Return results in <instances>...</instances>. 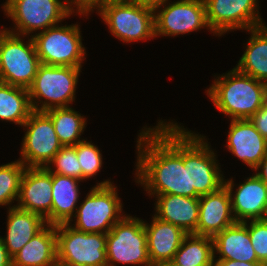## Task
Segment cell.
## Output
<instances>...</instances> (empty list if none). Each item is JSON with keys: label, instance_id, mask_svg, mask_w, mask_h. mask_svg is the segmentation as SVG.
<instances>
[{"label": "cell", "instance_id": "8fae6325", "mask_svg": "<svg viewBox=\"0 0 267 266\" xmlns=\"http://www.w3.org/2000/svg\"><path fill=\"white\" fill-rule=\"evenodd\" d=\"M154 24L155 38H174L203 29L215 36L206 20L204 0H170L154 10Z\"/></svg>", "mask_w": 267, "mask_h": 266}, {"label": "cell", "instance_id": "9c48e42d", "mask_svg": "<svg viewBox=\"0 0 267 266\" xmlns=\"http://www.w3.org/2000/svg\"><path fill=\"white\" fill-rule=\"evenodd\" d=\"M40 64L32 37L12 34L0 28L1 82L28 89Z\"/></svg>", "mask_w": 267, "mask_h": 266}, {"label": "cell", "instance_id": "7c38bea8", "mask_svg": "<svg viewBox=\"0 0 267 266\" xmlns=\"http://www.w3.org/2000/svg\"><path fill=\"white\" fill-rule=\"evenodd\" d=\"M204 2L208 26L216 37L237 30L244 32L266 24L261 16L259 0H204Z\"/></svg>", "mask_w": 267, "mask_h": 266}, {"label": "cell", "instance_id": "4dcf8cb0", "mask_svg": "<svg viewBox=\"0 0 267 266\" xmlns=\"http://www.w3.org/2000/svg\"><path fill=\"white\" fill-rule=\"evenodd\" d=\"M46 169L50 173L82 180V169L76 155V145L63 146L46 166Z\"/></svg>", "mask_w": 267, "mask_h": 266}, {"label": "cell", "instance_id": "4fadbf2b", "mask_svg": "<svg viewBox=\"0 0 267 266\" xmlns=\"http://www.w3.org/2000/svg\"><path fill=\"white\" fill-rule=\"evenodd\" d=\"M57 260L85 266H108L106 234L86 233L68 223L56 225Z\"/></svg>", "mask_w": 267, "mask_h": 266}, {"label": "cell", "instance_id": "ac0fdd59", "mask_svg": "<svg viewBox=\"0 0 267 266\" xmlns=\"http://www.w3.org/2000/svg\"><path fill=\"white\" fill-rule=\"evenodd\" d=\"M235 223L231 196L225 185L216 192L199 197V221L193 234L213 238Z\"/></svg>", "mask_w": 267, "mask_h": 266}, {"label": "cell", "instance_id": "5bb4252c", "mask_svg": "<svg viewBox=\"0 0 267 266\" xmlns=\"http://www.w3.org/2000/svg\"><path fill=\"white\" fill-rule=\"evenodd\" d=\"M208 140L204 134L190 130V189H195V198L224 186L225 175L217 151Z\"/></svg>", "mask_w": 267, "mask_h": 266}, {"label": "cell", "instance_id": "484cf974", "mask_svg": "<svg viewBox=\"0 0 267 266\" xmlns=\"http://www.w3.org/2000/svg\"><path fill=\"white\" fill-rule=\"evenodd\" d=\"M45 113L51 118L59 142L63 146H75L85 140L84 136H81L87 127L88 118L73 106L53 108Z\"/></svg>", "mask_w": 267, "mask_h": 266}, {"label": "cell", "instance_id": "cb8c5ba5", "mask_svg": "<svg viewBox=\"0 0 267 266\" xmlns=\"http://www.w3.org/2000/svg\"><path fill=\"white\" fill-rule=\"evenodd\" d=\"M82 180L52 173L51 225L68 223L75 215L82 197Z\"/></svg>", "mask_w": 267, "mask_h": 266}, {"label": "cell", "instance_id": "ba28073f", "mask_svg": "<svg viewBox=\"0 0 267 266\" xmlns=\"http://www.w3.org/2000/svg\"><path fill=\"white\" fill-rule=\"evenodd\" d=\"M108 266H152L144 219L126 214L106 234Z\"/></svg>", "mask_w": 267, "mask_h": 266}, {"label": "cell", "instance_id": "52a82bcc", "mask_svg": "<svg viewBox=\"0 0 267 266\" xmlns=\"http://www.w3.org/2000/svg\"><path fill=\"white\" fill-rule=\"evenodd\" d=\"M81 25L61 23L32 36L40 63L82 68L87 49L83 45Z\"/></svg>", "mask_w": 267, "mask_h": 266}, {"label": "cell", "instance_id": "277c9868", "mask_svg": "<svg viewBox=\"0 0 267 266\" xmlns=\"http://www.w3.org/2000/svg\"><path fill=\"white\" fill-rule=\"evenodd\" d=\"M118 193L112 179L98 181L80 201L68 224L81 232L107 234L127 214Z\"/></svg>", "mask_w": 267, "mask_h": 266}, {"label": "cell", "instance_id": "1f68e13d", "mask_svg": "<svg viewBox=\"0 0 267 266\" xmlns=\"http://www.w3.org/2000/svg\"><path fill=\"white\" fill-rule=\"evenodd\" d=\"M248 231L258 261L267 266V219L249 220Z\"/></svg>", "mask_w": 267, "mask_h": 266}, {"label": "cell", "instance_id": "7a4b0ae2", "mask_svg": "<svg viewBox=\"0 0 267 266\" xmlns=\"http://www.w3.org/2000/svg\"><path fill=\"white\" fill-rule=\"evenodd\" d=\"M213 76L214 80L205 93L229 120L249 119L267 100L266 83L239 72L235 67Z\"/></svg>", "mask_w": 267, "mask_h": 266}, {"label": "cell", "instance_id": "4316f807", "mask_svg": "<svg viewBox=\"0 0 267 266\" xmlns=\"http://www.w3.org/2000/svg\"><path fill=\"white\" fill-rule=\"evenodd\" d=\"M32 111L28 89L0 81V121L22 127Z\"/></svg>", "mask_w": 267, "mask_h": 266}, {"label": "cell", "instance_id": "836d02e7", "mask_svg": "<svg viewBox=\"0 0 267 266\" xmlns=\"http://www.w3.org/2000/svg\"><path fill=\"white\" fill-rule=\"evenodd\" d=\"M68 2L75 11L91 13L99 4L104 3L105 0H68Z\"/></svg>", "mask_w": 267, "mask_h": 266}, {"label": "cell", "instance_id": "7402d4cb", "mask_svg": "<svg viewBox=\"0 0 267 266\" xmlns=\"http://www.w3.org/2000/svg\"><path fill=\"white\" fill-rule=\"evenodd\" d=\"M6 212V232L1 238L8 254L13 257L47 223L42 216L16 206L8 208Z\"/></svg>", "mask_w": 267, "mask_h": 266}, {"label": "cell", "instance_id": "74e56055", "mask_svg": "<svg viewBox=\"0 0 267 266\" xmlns=\"http://www.w3.org/2000/svg\"><path fill=\"white\" fill-rule=\"evenodd\" d=\"M141 6L155 10L157 7L164 5L170 0H131Z\"/></svg>", "mask_w": 267, "mask_h": 266}, {"label": "cell", "instance_id": "e575fe53", "mask_svg": "<svg viewBox=\"0 0 267 266\" xmlns=\"http://www.w3.org/2000/svg\"><path fill=\"white\" fill-rule=\"evenodd\" d=\"M214 266H265L260 262H244L233 260H214Z\"/></svg>", "mask_w": 267, "mask_h": 266}, {"label": "cell", "instance_id": "603a6c76", "mask_svg": "<svg viewBox=\"0 0 267 266\" xmlns=\"http://www.w3.org/2000/svg\"><path fill=\"white\" fill-rule=\"evenodd\" d=\"M56 260V225L47 224L12 257V266H54Z\"/></svg>", "mask_w": 267, "mask_h": 266}, {"label": "cell", "instance_id": "8d00e7d4", "mask_svg": "<svg viewBox=\"0 0 267 266\" xmlns=\"http://www.w3.org/2000/svg\"><path fill=\"white\" fill-rule=\"evenodd\" d=\"M0 266H12V257L8 254L0 235Z\"/></svg>", "mask_w": 267, "mask_h": 266}, {"label": "cell", "instance_id": "83f0119b", "mask_svg": "<svg viewBox=\"0 0 267 266\" xmlns=\"http://www.w3.org/2000/svg\"><path fill=\"white\" fill-rule=\"evenodd\" d=\"M173 261L181 266H214L213 238L187 234Z\"/></svg>", "mask_w": 267, "mask_h": 266}, {"label": "cell", "instance_id": "3957f363", "mask_svg": "<svg viewBox=\"0 0 267 266\" xmlns=\"http://www.w3.org/2000/svg\"><path fill=\"white\" fill-rule=\"evenodd\" d=\"M1 8L4 16L11 19L12 28L1 27L12 34L30 37L63 23L73 15L83 16L86 20L91 15L90 12L75 11L68 0H5Z\"/></svg>", "mask_w": 267, "mask_h": 266}, {"label": "cell", "instance_id": "ffe728a7", "mask_svg": "<svg viewBox=\"0 0 267 266\" xmlns=\"http://www.w3.org/2000/svg\"><path fill=\"white\" fill-rule=\"evenodd\" d=\"M153 197V215L162 221L179 226L187 234L194 233L199 221V198L173 194Z\"/></svg>", "mask_w": 267, "mask_h": 266}, {"label": "cell", "instance_id": "30bf717a", "mask_svg": "<svg viewBox=\"0 0 267 266\" xmlns=\"http://www.w3.org/2000/svg\"><path fill=\"white\" fill-rule=\"evenodd\" d=\"M22 128L24 135L18 159L26 167L46 168L63 147L51 118L45 112L33 110Z\"/></svg>", "mask_w": 267, "mask_h": 266}, {"label": "cell", "instance_id": "9a60e30c", "mask_svg": "<svg viewBox=\"0 0 267 266\" xmlns=\"http://www.w3.org/2000/svg\"><path fill=\"white\" fill-rule=\"evenodd\" d=\"M245 178L239 184L235 183L233 176L224 179V185L231 196L234 219L236 222L266 219L267 185L254 173Z\"/></svg>", "mask_w": 267, "mask_h": 266}, {"label": "cell", "instance_id": "5b68a950", "mask_svg": "<svg viewBox=\"0 0 267 266\" xmlns=\"http://www.w3.org/2000/svg\"><path fill=\"white\" fill-rule=\"evenodd\" d=\"M82 68L40 64L28 88L32 110L45 112L72 106Z\"/></svg>", "mask_w": 267, "mask_h": 266}, {"label": "cell", "instance_id": "d6a6232c", "mask_svg": "<svg viewBox=\"0 0 267 266\" xmlns=\"http://www.w3.org/2000/svg\"><path fill=\"white\" fill-rule=\"evenodd\" d=\"M249 120L253 123L256 130L267 140V100Z\"/></svg>", "mask_w": 267, "mask_h": 266}, {"label": "cell", "instance_id": "f35d334b", "mask_svg": "<svg viewBox=\"0 0 267 266\" xmlns=\"http://www.w3.org/2000/svg\"><path fill=\"white\" fill-rule=\"evenodd\" d=\"M54 266H85V265H80V264H75V263H71V262L56 260V263L54 264Z\"/></svg>", "mask_w": 267, "mask_h": 266}, {"label": "cell", "instance_id": "60d3db41", "mask_svg": "<svg viewBox=\"0 0 267 266\" xmlns=\"http://www.w3.org/2000/svg\"><path fill=\"white\" fill-rule=\"evenodd\" d=\"M112 1H131V0H105V2H112Z\"/></svg>", "mask_w": 267, "mask_h": 266}, {"label": "cell", "instance_id": "6da1fadb", "mask_svg": "<svg viewBox=\"0 0 267 266\" xmlns=\"http://www.w3.org/2000/svg\"><path fill=\"white\" fill-rule=\"evenodd\" d=\"M156 122L137 135L134 182L147 196L195 197V189H190V129L175 119Z\"/></svg>", "mask_w": 267, "mask_h": 266}, {"label": "cell", "instance_id": "f1b7e54d", "mask_svg": "<svg viewBox=\"0 0 267 266\" xmlns=\"http://www.w3.org/2000/svg\"><path fill=\"white\" fill-rule=\"evenodd\" d=\"M25 169L19 159L0 165V208L16 206Z\"/></svg>", "mask_w": 267, "mask_h": 266}, {"label": "cell", "instance_id": "f546056e", "mask_svg": "<svg viewBox=\"0 0 267 266\" xmlns=\"http://www.w3.org/2000/svg\"><path fill=\"white\" fill-rule=\"evenodd\" d=\"M102 150L91 140L85 138L84 141L76 144V155L79 161V165L82 169V181H86L101 172L103 167V155Z\"/></svg>", "mask_w": 267, "mask_h": 266}, {"label": "cell", "instance_id": "d590c367", "mask_svg": "<svg viewBox=\"0 0 267 266\" xmlns=\"http://www.w3.org/2000/svg\"><path fill=\"white\" fill-rule=\"evenodd\" d=\"M253 170V173L267 185V155Z\"/></svg>", "mask_w": 267, "mask_h": 266}, {"label": "cell", "instance_id": "8992f818", "mask_svg": "<svg viewBox=\"0 0 267 266\" xmlns=\"http://www.w3.org/2000/svg\"><path fill=\"white\" fill-rule=\"evenodd\" d=\"M93 13L101 17L112 36L125 44L155 39L154 10L151 8L133 1H112L99 4Z\"/></svg>", "mask_w": 267, "mask_h": 266}, {"label": "cell", "instance_id": "ab89813d", "mask_svg": "<svg viewBox=\"0 0 267 266\" xmlns=\"http://www.w3.org/2000/svg\"><path fill=\"white\" fill-rule=\"evenodd\" d=\"M157 266H181V265H178L173 260H171V261H168V262L161 263V264H159Z\"/></svg>", "mask_w": 267, "mask_h": 266}, {"label": "cell", "instance_id": "2e32d148", "mask_svg": "<svg viewBox=\"0 0 267 266\" xmlns=\"http://www.w3.org/2000/svg\"><path fill=\"white\" fill-rule=\"evenodd\" d=\"M52 173L43 167H26L16 207L42 216L51 225Z\"/></svg>", "mask_w": 267, "mask_h": 266}, {"label": "cell", "instance_id": "44dd1931", "mask_svg": "<svg viewBox=\"0 0 267 266\" xmlns=\"http://www.w3.org/2000/svg\"><path fill=\"white\" fill-rule=\"evenodd\" d=\"M213 243L214 260L259 262L250 241L248 221L236 222L217 233Z\"/></svg>", "mask_w": 267, "mask_h": 266}, {"label": "cell", "instance_id": "d6986e66", "mask_svg": "<svg viewBox=\"0 0 267 266\" xmlns=\"http://www.w3.org/2000/svg\"><path fill=\"white\" fill-rule=\"evenodd\" d=\"M144 220L148 255L152 266L173 260L187 233L179 226L160 220L153 214Z\"/></svg>", "mask_w": 267, "mask_h": 266}, {"label": "cell", "instance_id": "d4e9b609", "mask_svg": "<svg viewBox=\"0 0 267 266\" xmlns=\"http://www.w3.org/2000/svg\"><path fill=\"white\" fill-rule=\"evenodd\" d=\"M250 36L235 68L258 81L267 82V24L245 30Z\"/></svg>", "mask_w": 267, "mask_h": 266}, {"label": "cell", "instance_id": "e0dca14e", "mask_svg": "<svg viewBox=\"0 0 267 266\" xmlns=\"http://www.w3.org/2000/svg\"><path fill=\"white\" fill-rule=\"evenodd\" d=\"M229 123L224 148L253 171L267 155V140L249 119H234Z\"/></svg>", "mask_w": 267, "mask_h": 266}]
</instances>
